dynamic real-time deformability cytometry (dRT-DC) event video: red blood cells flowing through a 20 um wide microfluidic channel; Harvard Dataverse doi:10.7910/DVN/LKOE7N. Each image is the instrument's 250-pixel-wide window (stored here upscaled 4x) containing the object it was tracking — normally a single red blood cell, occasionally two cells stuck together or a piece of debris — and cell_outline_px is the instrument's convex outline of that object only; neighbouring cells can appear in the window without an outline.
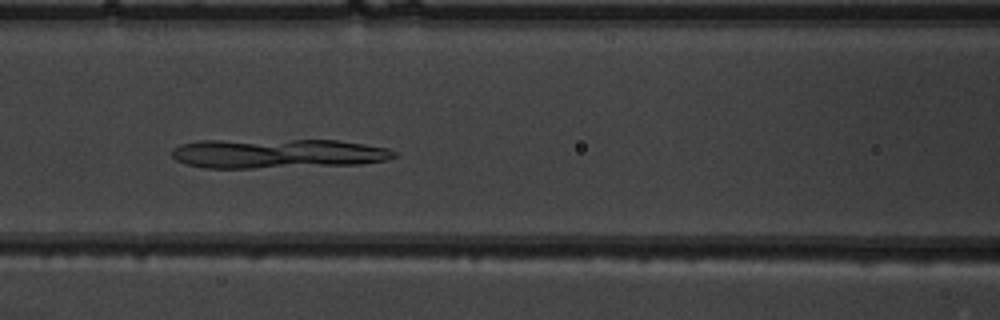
{"species": "common noctule bat (a hibernating species)", "species_latin": "Nyctalus noctula", "temperature_condition": "warm", "stored_images_in_passage": 38, "camera_frame_rate_fps": 3000, "um_per_image_px": 0.085, "animal": {"sex": "male", "body_mass_g": 19.5, "forearm_length_mm": 54.6}, "frame": {"image": 1, "passage_image": 20, "time_ms": 6.333, "image_size_px": [1000, 320], "cell_outline_px": [[400, 156], [388, 160], [360, 164], [252, 168], [204, 168], [188, 164], [176, 160], [172, 156], [172, 148], [180, 144], [204, 140], [336, 140], [364, 144], [388, 148], [400, 152]], "centroid_in_image_um": [23.65, 13.05], "position_along_channel_um": 142.9, "area_um2": 38.44}}
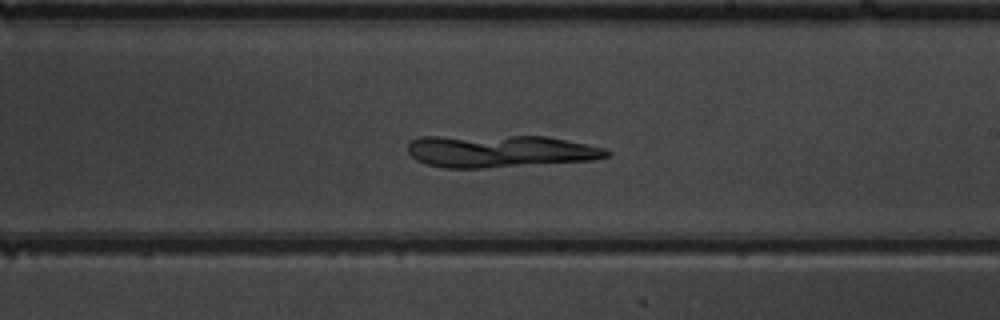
{"frame": {"image": 2, "passage_image": 28, "time_ms": 9.0, "image_size_px": [1000, 320], "cell_outline_px": [[612, 152], [608, 156], [592, 160], [484, 168], [444, 168], [428, 164], [416, 160], [408, 152], [408, 144], [412, 140], [420, 136], [548, 136], [604, 148]], "centroid_in_image_um": [42.47, 12.84], "position_along_channel_um": 246.5, "area_um2": 37.51}}
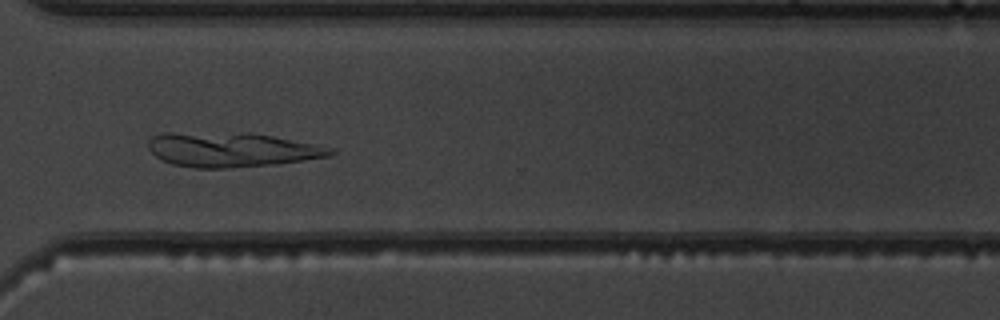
{"frame": {"image": 3, "passage_image": 36, "time_ms": 11.667, "image_size_px": [1000, 320], "cell_outline_px": [[336, 152], [332, 156], [276, 164], [228, 168], [196, 168], [172, 164], [160, 160], [148, 148], [148, 140], [152, 136], [160, 132], [172, 132], [272, 136], [336, 148]], "centroid_in_image_um": [19.67, 12.75], "position_along_channel_um": 350.9, "area_um2": 36.13}}